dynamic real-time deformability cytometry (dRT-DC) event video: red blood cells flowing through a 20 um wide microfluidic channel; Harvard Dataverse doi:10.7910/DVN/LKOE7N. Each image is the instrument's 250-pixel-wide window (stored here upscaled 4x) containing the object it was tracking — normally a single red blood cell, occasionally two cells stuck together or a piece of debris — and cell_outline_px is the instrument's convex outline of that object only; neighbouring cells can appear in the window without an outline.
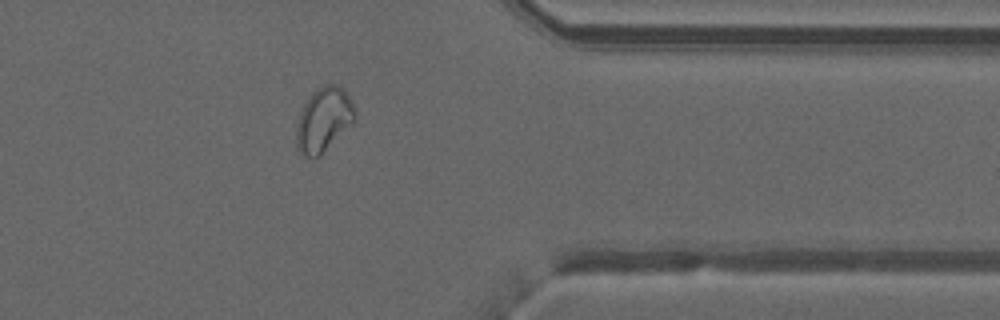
{"species": "common noctule bat (a hibernating species)", "species_latin": "Nyctalus noctula", "temperature_condition": "warm", "stored_images_in_passage": 37, "camera_frame_rate_fps": 3000, "um_per_image_px": 0.085, "animal": {"sex": "male", "forearm_length_mm": 52.5}, "frame": {"image": 1, "passage_image": 27, "time_ms": 8.667, "image_size_px": [1000, 320], "cell_outline_px": [[356, 120], [316, 156], [300, 156], [296, 148], [296, 128], [300, 112], [308, 96], [316, 88], [324, 84], [340, 84], [344, 88], [356, 108]], "centroid_in_image_um": [27.51, 10.1], "position_along_channel_um": 383.9, "area_um2": 21.85}, "authors_computed_cell_mechanics": {"area_um2": 21.1548, "velocity_mm_per_s": 4.0313, "shape_relaxation_time_tau1_ms": null, "shape_relaxation_time_tau2_ms": 1.3622, "deformation_change_tau1": null, "deformation_change_tau2": 0.073}}